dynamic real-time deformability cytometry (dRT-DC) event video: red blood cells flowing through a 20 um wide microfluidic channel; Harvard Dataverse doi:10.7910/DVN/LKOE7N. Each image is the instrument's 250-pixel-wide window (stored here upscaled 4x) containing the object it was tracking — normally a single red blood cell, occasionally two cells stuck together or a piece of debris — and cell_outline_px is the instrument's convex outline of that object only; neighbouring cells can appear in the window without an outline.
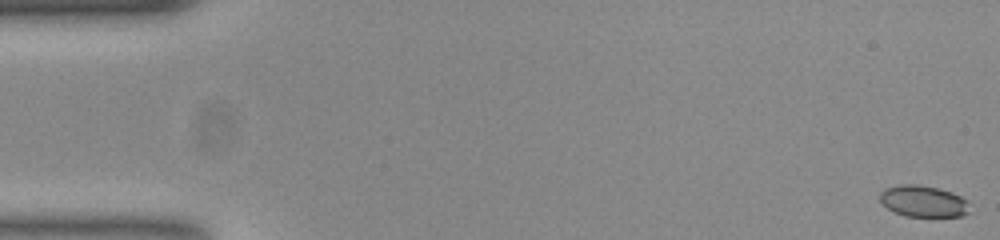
{"species": "common noctule bat (a hibernating species)", "species_latin": "Nyctalus noctula", "temperature_condition": "room temperature", "stored_images_in_passage": 55, "camera_frame_rate_fps": 3000, "um_per_image_px": 0.085, "animal": {"sex": "female", "body_mass_g": 23.0, "forearm_length_mm": 53.4}, "frame": {"image": 1, "passage_image": 1, "time_ms": 0.0, "image_size_px": [1000, 240], "cell_outline_px": [[972, 212], [964, 216], [904, 216], [892, 212], [880, 200], [880, 192], [884, 188], [900, 184], [916, 184], [936, 188], [952, 192], [968, 200]], "centroid_in_image_um": [78.51, 17.11], "position_along_channel_um": 6.5, "area_um2": 16.7}}
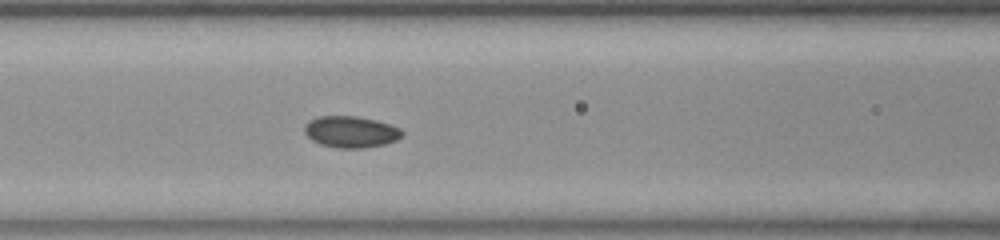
{"frame": {"image": 2, "passage_image": 23, "time_ms": 7.333, "image_size_px": [1000, 240], "cell_outline_px": [[404, 136], [396, 140], [384, 144], [364, 148], [336, 148], [320, 144], [312, 140], [304, 132], [304, 128], [308, 120], [316, 116], [356, 116], [376, 120], [400, 128], [404, 132]], "centroid_in_image_um": [29.82, 11.2], "position_along_channel_um": 136.8, "area_um2": 18.03}}
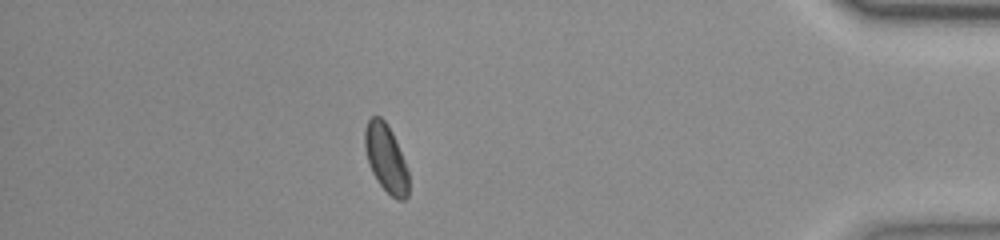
{"frame": {"image": 3, "passage_image": 48, "time_ms": 15.667, "image_size_px": [1000, 240], "cell_outline_px": [[408, 196], [404, 200], [396, 200], [376, 180], [372, 172], [364, 148], [364, 128], [368, 120], [372, 116], [380, 116], [384, 120], [392, 132], [408, 168]], "centroid_in_image_um": [32.8, 13.44], "position_along_channel_um": 402.4, "area_um2": 17.34}, "authors_computed_cell_mechanics": {"area_um2": 17.3978, "velocity_mm_per_s": 3.7536, "shape_relaxation_time_tau1_ms": 3.3112, "shape_relaxation_time_tau2_ms": 5.7045, "deformation_change_tau1": 0.0653, "deformation_change_tau2": 0.0788}}